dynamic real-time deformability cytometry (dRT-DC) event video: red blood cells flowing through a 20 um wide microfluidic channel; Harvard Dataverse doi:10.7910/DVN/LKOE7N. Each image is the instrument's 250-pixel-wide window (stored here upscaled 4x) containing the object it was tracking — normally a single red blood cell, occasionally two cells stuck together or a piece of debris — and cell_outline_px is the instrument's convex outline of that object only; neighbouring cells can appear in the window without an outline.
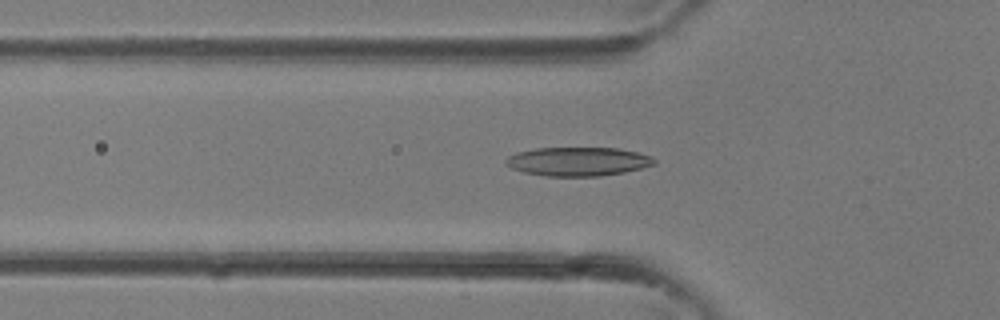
{"species": "common noctule bat (a hibernating species)", "species_latin": "Nyctalus noctula", "temperature_condition": "room temperature", "stored_images_in_passage": 36, "camera_frame_rate_fps": 3000, "um_per_image_px": 0.085, "animal": {"sex": "female"}, "frame": {"image": 1, "passage_image": 12, "time_ms": 3.667, "image_size_px": [1000, 320], "cell_outline_px": [[656, 164], [624, 172], [600, 176], [544, 176], [524, 172], [512, 168], [504, 164], [504, 160], [508, 156], [516, 152], [536, 148], [616, 148], [636, 152], [648, 156], [656, 160]], "centroid_in_image_um": [49.07, 13.73], "position_along_channel_um": 76.7, "area_um2": 24.85}}
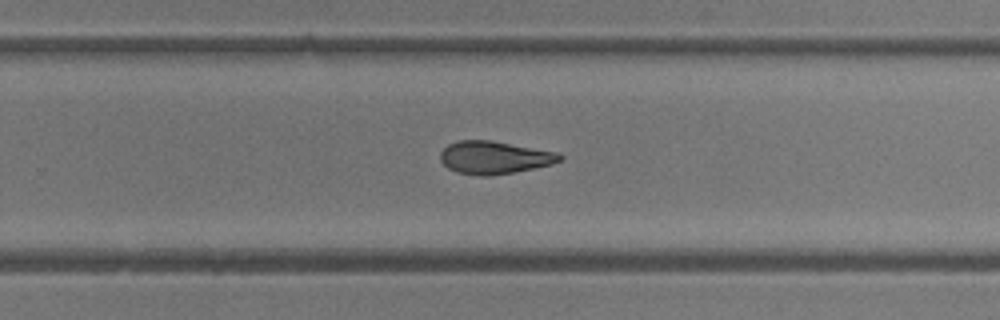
{"frame": {"image": 2, "passage_image": 23, "time_ms": 7.333, "image_size_px": [1000, 320], "cell_outline_px": [[564, 156], [560, 160], [552, 164], [512, 172], [488, 176], [480, 176], [456, 172], [448, 168], [440, 160], [440, 152], [448, 144], [456, 140], [492, 140], [556, 152]], "centroid_in_image_um": [41.97, 13.38], "position_along_channel_um": 287.8, "area_um2": 22.72}}
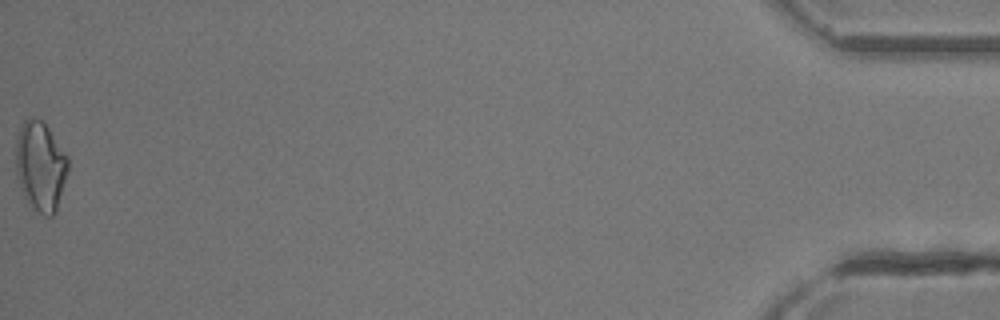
{"frame": {"image": 3, "passage_image": 36, "time_ms": 11.667, "image_size_px": [1000, 320], "cell_outline_px": [[68, 172], [56, 212], [52, 216], [44, 216], [36, 212], [32, 208], [24, 196], [20, 188], [16, 176], [16, 140], [20, 128], [24, 120], [32, 116], [40, 120], [48, 128], [68, 156]], "centroid_in_image_um": [3.44, 14.16], "position_along_channel_um": 431.8, "area_um2": 27.46}}